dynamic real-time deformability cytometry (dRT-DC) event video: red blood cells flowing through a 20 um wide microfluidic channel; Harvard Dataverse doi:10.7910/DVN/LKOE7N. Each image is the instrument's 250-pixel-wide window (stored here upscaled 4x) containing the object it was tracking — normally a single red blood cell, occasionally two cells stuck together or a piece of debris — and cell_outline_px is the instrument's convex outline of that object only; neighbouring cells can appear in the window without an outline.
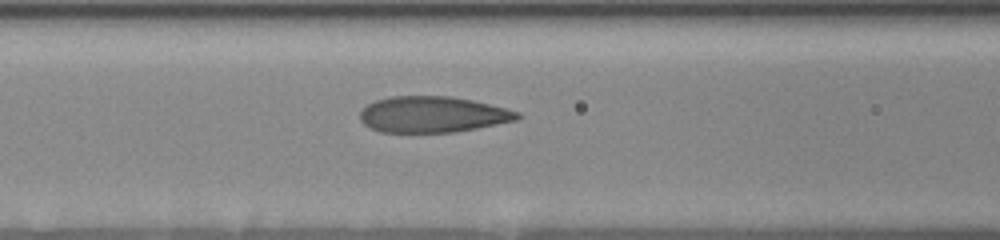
{"species": "human", "species_latin": "Homo sapiens", "temperature_condition": "room temperature", "stored_images_in_passage": 7, "camera_frame_rate_fps": 3000, "um_per_image_px": 0.085, "donor": {"sex": "female"}, "frame": {"image": 1, "passage_image": 6, "time_ms": 3.333, "image_size_px": [1000, 240], "cell_outline_px": [[520, 116], [516, 120], [476, 128], [452, 132], [380, 132], [364, 124], [360, 120], [360, 112], [368, 104], [376, 100], [392, 96], [452, 96], [472, 100], [520, 112]], "centroid_in_image_um": [36.75, 9.72], "position_along_channel_um": 129.9, "area_um2": 32.77}}